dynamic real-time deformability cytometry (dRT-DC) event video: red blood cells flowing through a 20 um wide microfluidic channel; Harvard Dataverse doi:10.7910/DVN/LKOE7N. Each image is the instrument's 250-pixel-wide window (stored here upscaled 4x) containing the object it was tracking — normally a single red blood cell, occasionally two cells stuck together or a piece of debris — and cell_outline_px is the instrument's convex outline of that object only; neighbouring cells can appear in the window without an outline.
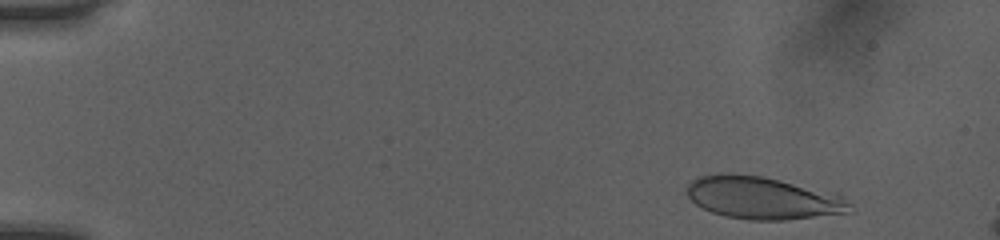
{"species": "human", "species_latin": "Homo sapiens", "temperature_condition": "room temperature", "stored_images_in_passage": 13, "camera_frame_rate_fps": 3000, "um_per_image_px": 0.085, "donor": {"sex": "female"}, "frame": {"image": 1, "passage_image": 3, "time_ms": 0.667, "image_size_px": [1000, 240], "cell_outline_px": [[856, 212], [784, 220], [752, 220], [728, 216], [712, 212], [696, 204], [688, 196], [684, 188], [692, 180], [700, 176], [716, 172], [732, 172], [760, 176], [840, 192], [852, 204]], "centroid_in_image_um": [64.93, 16.8], "position_along_channel_um": 20.1, "area_um2": 41.27}}